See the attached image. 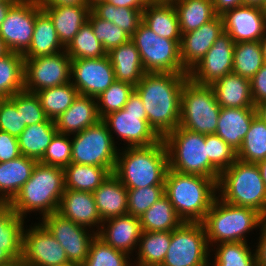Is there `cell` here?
Masks as SVG:
<instances>
[{
	"label": "cell",
	"mask_w": 266,
	"mask_h": 266,
	"mask_svg": "<svg viewBox=\"0 0 266 266\" xmlns=\"http://www.w3.org/2000/svg\"><path fill=\"white\" fill-rule=\"evenodd\" d=\"M188 79V74L145 73L134 88L149 125L161 138L179 126L181 91Z\"/></svg>",
	"instance_id": "1"
},
{
	"label": "cell",
	"mask_w": 266,
	"mask_h": 266,
	"mask_svg": "<svg viewBox=\"0 0 266 266\" xmlns=\"http://www.w3.org/2000/svg\"><path fill=\"white\" fill-rule=\"evenodd\" d=\"M168 169V154L161 139L150 146L119 149L113 174L126 189H137L164 186Z\"/></svg>",
	"instance_id": "2"
},
{
	"label": "cell",
	"mask_w": 266,
	"mask_h": 266,
	"mask_svg": "<svg viewBox=\"0 0 266 266\" xmlns=\"http://www.w3.org/2000/svg\"><path fill=\"white\" fill-rule=\"evenodd\" d=\"M164 193L183 222H202L217 197V181L168 169Z\"/></svg>",
	"instance_id": "3"
},
{
	"label": "cell",
	"mask_w": 266,
	"mask_h": 266,
	"mask_svg": "<svg viewBox=\"0 0 266 266\" xmlns=\"http://www.w3.org/2000/svg\"><path fill=\"white\" fill-rule=\"evenodd\" d=\"M64 191V169L37 162L31 177L9 204L24 219L30 212H39L41 219L58 211Z\"/></svg>",
	"instance_id": "4"
},
{
	"label": "cell",
	"mask_w": 266,
	"mask_h": 266,
	"mask_svg": "<svg viewBox=\"0 0 266 266\" xmlns=\"http://www.w3.org/2000/svg\"><path fill=\"white\" fill-rule=\"evenodd\" d=\"M265 221L257 210L229 204L217 196L202 224L209 247H214L223 242H248L246 235L256 231Z\"/></svg>",
	"instance_id": "5"
},
{
	"label": "cell",
	"mask_w": 266,
	"mask_h": 266,
	"mask_svg": "<svg viewBox=\"0 0 266 266\" xmlns=\"http://www.w3.org/2000/svg\"><path fill=\"white\" fill-rule=\"evenodd\" d=\"M217 196L229 204L253 208L266 218V188L256 163L237 159L221 172Z\"/></svg>",
	"instance_id": "6"
},
{
	"label": "cell",
	"mask_w": 266,
	"mask_h": 266,
	"mask_svg": "<svg viewBox=\"0 0 266 266\" xmlns=\"http://www.w3.org/2000/svg\"><path fill=\"white\" fill-rule=\"evenodd\" d=\"M205 139V134L191 132L180 126L165 135L162 140L168 154L169 169L218 181L220 172L208 159Z\"/></svg>",
	"instance_id": "7"
},
{
	"label": "cell",
	"mask_w": 266,
	"mask_h": 266,
	"mask_svg": "<svg viewBox=\"0 0 266 266\" xmlns=\"http://www.w3.org/2000/svg\"><path fill=\"white\" fill-rule=\"evenodd\" d=\"M221 106L214 90L208 85H199L188 79L181 91L179 126L200 134H215Z\"/></svg>",
	"instance_id": "8"
},
{
	"label": "cell",
	"mask_w": 266,
	"mask_h": 266,
	"mask_svg": "<svg viewBox=\"0 0 266 266\" xmlns=\"http://www.w3.org/2000/svg\"><path fill=\"white\" fill-rule=\"evenodd\" d=\"M102 120L113 141L117 136L124 143L126 141V147L150 146L162 139L149 125L144 104L135 90L129 95L123 109L106 115Z\"/></svg>",
	"instance_id": "9"
},
{
	"label": "cell",
	"mask_w": 266,
	"mask_h": 266,
	"mask_svg": "<svg viewBox=\"0 0 266 266\" xmlns=\"http://www.w3.org/2000/svg\"><path fill=\"white\" fill-rule=\"evenodd\" d=\"M146 73L188 74L180 56L181 40L156 35L143 22L131 36Z\"/></svg>",
	"instance_id": "10"
},
{
	"label": "cell",
	"mask_w": 266,
	"mask_h": 266,
	"mask_svg": "<svg viewBox=\"0 0 266 266\" xmlns=\"http://www.w3.org/2000/svg\"><path fill=\"white\" fill-rule=\"evenodd\" d=\"M72 137L71 163L105 167L111 174L114 172L118 143L113 141L102 119Z\"/></svg>",
	"instance_id": "11"
},
{
	"label": "cell",
	"mask_w": 266,
	"mask_h": 266,
	"mask_svg": "<svg viewBox=\"0 0 266 266\" xmlns=\"http://www.w3.org/2000/svg\"><path fill=\"white\" fill-rule=\"evenodd\" d=\"M210 248L202 222H183L171 231V242L160 266H210Z\"/></svg>",
	"instance_id": "12"
},
{
	"label": "cell",
	"mask_w": 266,
	"mask_h": 266,
	"mask_svg": "<svg viewBox=\"0 0 266 266\" xmlns=\"http://www.w3.org/2000/svg\"><path fill=\"white\" fill-rule=\"evenodd\" d=\"M71 58L66 51L24 59V90L36 93L70 82Z\"/></svg>",
	"instance_id": "13"
},
{
	"label": "cell",
	"mask_w": 266,
	"mask_h": 266,
	"mask_svg": "<svg viewBox=\"0 0 266 266\" xmlns=\"http://www.w3.org/2000/svg\"><path fill=\"white\" fill-rule=\"evenodd\" d=\"M42 10L37 0L17 1L0 27V36L11 52L24 54L30 47L36 15Z\"/></svg>",
	"instance_id": "14"
},
{
	"label": "cell",
	"mask_w": 266,
	"mask_h": 266,
	"mask_svg": "<svg viewBox=\"0 0 266 266\" xmlns=\"http://www.w3.org/2000/svg\"><path fill=\"white\" fill-rule=\"evenodd\" d=\"M24 226L22 259L25 266H59L69 262L64 248L39 222ZM26 228V229H25Z\"/></svg>",
	"instance_id": "15"
},
{
	"label": "cell",
	"mask_w": 266,
	"mask_h": 266,
	"mask_svg": "<svg viewBox=\"0 0 266 266\" xmlns=\"http://www.w3.org/2000/svg\"><path fill=\"white\" fill-rule=\"evenodd\" d=\"M40 223L64 248L69 262L80 265L84 263L96 232L62 217L57 212L43 217Z\"/></svg>",
	"instance_id": "16"
},
{
	"label": "cell",
	"mask_w": 266,
	"mask_h": 266,
	"mask_svg": "<svg viewBox=\"0 0 266 266\" xmlns=\"http://www.w3.org/2000/svg\"><path fill=\"white\" fill-rule=\"evenodd\" d=\"M70 82L81 95L97 98L107 90L115 75L109 57L71 60Z\"/></svg>",
	"instance_id": "17"
},
{
	"label": "cell",
	"mask_w": 266,
	"mask_h": 266,
	"mask_svg": "<svg viewBox=\"0 0 266 266\" xmlns=\"http://www.w3.org/2000/svg\"><path fill=\"white\" fill-rule=\"evenodd\" d=\"M235 42L223 33L216 39L205 56L188 71V78L199 85L211 86L233 70Z\"/></svg>",
	"instance_id": "18"
},
{
	"label": "cell",
	"mask_w": 266,
	"mask_h": 266,
	"mask_svg": "<svg viewBox=\"0 0 266 266\" xmlns=\"http://www.w3.org/2000/svg\"><path fill=\"white\" fill-rule=\"evenodd\" d=\"M224 32L235 43L260 41L266 35V14L261 7L240 5L221 14Z\"/></svg>",
	"instance_id": "19"
},
{
	"label": "cell",
	"mask_w": 266,
	"mask_h": 266,
	"mask_svg": "<svg viewBox=\"0 0 266 266\" xmlns=\"http://www.w3.org/2000/svg\"><path fill=\"white\" fill-rule=\"evenodd\" d=\"M223 33V19L217 15L200 28L182 34L180 56L183 67L187 71L194 67Z\"/></svg>",
	"instance_id": "20"
},
{
	"label": "cell",
	"mask_w": 266,
	"mask_h": 266,
	"mask_svg": "<svg viewBox=\"0 0 266 266\" xmlns=\"http://www.w3.org/2000/svg\"><path fill=\"white\" fill-rule=\"evenodd\" d=\"M141 234L139 217L127 213L103 221L97 236L109 246L132 257L138 248Z\"/></svg>",
	"instance_id": "21"
},
{
	"label": "cell",
	"mask_w": 266,
	"mask_h": 266,
	"mask_svg": "<svg viewBox=\"0 0 266 266\" xmlns=\"http://www.w3.org/2000/svg\"><path fill=\"white\" fill-rule=\"evenodd\" d=\"M57 213L96 233L102 224L94 195L90 192L65 189Z\"/></svg>",
	"instance_id": "22"
},
{
	"label": "cell",
	"mask_w": 266,
	"mask_h": 266,
	"mask_svg": "<svg viewBox=\"0 0 266 266\" xmlns=\"http://www.w3.org/2000/svg\"><path fill=\"white\" fill-rule=\"evenodd\" d=\"M24 220L9 203H0V266L22 259Z\"/></svg>",
	"instance_id": "23"
},
{
	"label": "cell",
	"mask_w": 266,
	"mask_h": 266,
	"mask_svg": "<svg viewBox=\"0 0 266 266\" xmlns=\"http://www.w3.org/2000/svg\"><path fill=\"white\" fill-rule=\"evenodd\" d=\"M256 116L255 107H221L215 134L238 151Z\"/></svg>",
	"instance_id": "24"
},
{
	"label": "cell",
	"mask_w": 266,
	"mask_h": 266,
	"mask_svg": "<svg viewBox=\"0 0 266 266\" xmlns=\"http://www.w3.org/2000/svg\"><path fill=\"white\" fill-rule=\"evenodd\" d=\"M99 120L96 98L79 94L72 105L54 122L58 133L72 136Z\"/></svg>",
	"instance_id": "25"
},
{
	"label": "cell",
	"mask_w": 266,
	"mask_h": 266,
	"mask_svg": "<svg viewBox=\"0 0 266 266\" xmlns=\"http://www.w3.org/2000/svg\"><path fill=\"white\" fill-rule=\"evenodd\" d=\"M50 17L61 44L66 48L88 21L91 6H41Z\"/></svg>",
	"instance_id": "26"
},
{
	"label": "cell",
	"mask_w": 266,
	"mask_h": 266,
	"mask_svg": "<svg viewBox=\"0 0 266 266\" xmlns=\"http://www.w3.org/2000/svg\"><path fill=\"white\" fill-rule=\"evenodd\" d=\"M37 161L24 155L0 163V203H10L31 177Z\"/></svg>",
	"instance_id": "27"
},
{
	"label": "cell",
	"mask_w": 266,
	"mask_h": 266,
	"mask_svg": "<svg viewBox=\"0 0 266 266\" xmlns=\"http://www.w3.org/2000/svg\"><path fill=\"white\" fill-rule=\"evenodd\" d=\"M93 195L102 222L128 213L127 189L113 173Z\"/></svg>",
	"instance_id": "28"
},
{
	"label": "cell",
	"mask_w": 266,
	"mask_h": 266,
	"mask_svg": "<svg viewBox=\"0 0 266 266\" xmlns=\"http://www.w3.org/2000/svg\"><path fill=\"white\" fill-rule=\"evenodd\" d=\"M112 63L115 80L136 86L146 73L139 51L130 39L107 53Z\"/></svg>",
	"instance_id": "29"
},
{
	"label": "cell",
	"mask_w": 266,
	"mask_h": 266,
	"mask_svg": "<svg viewBox=\"0 0 266 266\" xmlns=\"http://www.w3.org/2000/svg\"><path fill=\"white\" fill-rule=\"evenodd\" d=\"M211 87L221 107H255L248 78L231 72L214 82Z\"/></svg>",
	"instance_id": "30"
},
{
	"label": "cell",
	"mask_w": 266,
	"mask_h": 266,
	"mask_svg": "<svg viewBox=\"0 0 266 266\" xmlns=\"http://www.w3.org/2000/svg\"><path fill=\"white\" fill-rule=\"evenodd\" d=\"M143 23L156 35L170 40H181L177 11L172 1H160L146 5Z\"/></svg>",
	"instance_id": "31"
},
{
	"label": "cell",
	"mask_w": 266,
	"mask_h": 266,
	"mask_svg": "<svg viewBox=\"0 0 266 266\" xmlns=\"http://www.w3.org/2000/svg\"><path fill=\"white\" fill-rule=\"evenodd\" d=\"M64 50L50 17L41 10L36 15L34 33L30 47L23 54L24 59L48 56Z\"/></svg>",
	"instance_id": "32"
},
{
	"label": "cell",
	"mask_w": 266,
	"mask_h": 266,
	"mask_svg": "<svg viewBox=\"0 0 266 266\" xmlns=\"http://www.w3.org/2000/svg\"><path fill=\"white\" fill-rule=\"evenodd\" d=\"M56 133L55 122L51 119L27 126L17 138L21 155L39 162Z\"/></svg>",
	"instance_id": "33"
},
{
	"label": "cell",
	"mask_w": 266,
	"mask_h": 266,
	"mask_svg": "<svg viewBox=\"0 0 266 266\" xmlns=\"http://www.w3.org/2000/svg\"><path fill=\"white\" fill-rule=\"evenodd\" d=\"M177 11L181 34L210 22L215 13L212 0H171Z\"/></svg>",
	"instance_id": "34"
},
{
	"label": "cell",
	"mask_w": 266,
	"mask_h": 266,
	"mask_svg": "<svg viewBox=\"0 0 266 266\" xmlns=\"http://www.w3.org/2000/svg\"><path fill=\"white\" fill-rule=\"evenodd\" d=\"M171 242V231H142L134 266H160Z\"/></svg>",
	"instance_id": "35"
},
{
	"label": "cell",
	"mask_w": 266,
	"mask_h": 266,
	"mask_svg": "<svg viewBox=\"0 0 266 266\" xmlns=\"http://www.w3.org/2000/svg\"><path fill=\"white\" fill-rule=\"evenodd\" d=\"M110 174L105 167L70 163L64 168L65 189L93 193Z\"/></svg>",
	"instance_id": "36"
},
{
	"label": "cell",
	"mask_w": 266,
	"mask_h": 266,
	"mask_svg": "<svg viewBox=\"0 0 266 266\" xmlns=\"http://www.w3.org/2000/svg\"><path fill=\"white\" fill-rule=\"evenodd\" d=\"M139 220L142 231L149 232L172 231L183 223L165 195L144 212Z\"/></svg>",
	"instance_id": "37"
},
{
	"label": "cell",
	"mask_w": 266,
	"mask_h": 266,
	"mask_svg": "<svg viewBox=\"0 0 266 266\" xmlns=\"http://www.w3.org/2000/svg\"><path fill=\"white\" fill-rule=\"evenodd\" d=\"M143 10L127 7H116L101 0L91 5V11L99 18L110 21L124 30L130 36L143 22Z\"/></svg>",
	"instance_id": "38"
},
{
	"label": "cell",
	"mask_w": 266,
	"mask_h": 266,
	"mask_svg": "<svg viewBox=\"0 0 266 266\" xmlns=\"http://www.w3.org/2000/svg\"><path fill=\"white\" fill-rule=\"evenodd\" d=\"M36 95L47 118L55 120L72 105L79 93L73 84L69 82L42 89L37 91Z\"/></svg>",
	"instance_id": "39"
},
{
	"label": "cell",
	"mask_w": 266,
	"mask_h": 266,
	"mask_svg": "<svg viewBox=\"0 0 266 266\" xmlns=\"http://www.w3.org/2000/svg\"><path fill=\"white\" fill-rule=\"evenodd\" d=\"M24 90L23 54L11 52L0 58V97L9 98Z\"/></svg>",
	"instance_id": "40"
},
{
	"label": "cell",
	"mask_w": 266,
	"mask_h": 266,
	"mask_svg": "<svg viewBox=\"0 0 266 266\" xmlns=\"http://www.w3.org/2000/svg\"><path fill=\"white\" fill-rule=\"evenodd\" d=\"M249 245L248 242H223L214 245L215 248H211V252L215 256L212 257L214 260L210 261V265L256 266L254 249L252 250L254 247Z\"/></svg>",
	"instance_id": "41"
},
{
	"label": "cell",
	"mask_w": 266,
	"mask_h": 266,
	"mask_svg": "<svg viewBox=\"0 0 266 266\" xmlns=\"http://www.w3.org/2000/svg\"><path fill=\"white\" fill-rule=\"evenodd\" d=\"M264 63L260 41L235 43L233 73L251 80Z\"/></svg>",
	"instance_id": "42"
},
{
	"label": "cell",
	"mask_w": 266,
	"mask_h": 266,
	"mask_svg": "<svg viewBox=\"0 0 266 266\" xmlns=\"http://www.w3.org/2000/svg\"><path fill=\"white\" fill-rule=\"evenodd\" d=\"M237 159L247 163L266 159V123L257 116L237 151Z\"/></svg>",
	"instance_id": "43"
},
{
	"label": "cell",
	"mask_w": 266,
	"mask_h": 266,
	"mask_svg": "<svg viewBox=\"0 0 266 266\" xmlns=\"http://www.w3.org/2000/svg\"><path fill=\"white\" fill-rule=\"evenodd\" d=\"M71 60L100 58L107 55L102 44L94 35L92 25L86 21L73 40L65 48Z\"/></svg>",
	"instance_id": "44"
},
{
	"label": "cell",
	"mask_w": 266,
	"mask_h": 266,
	"mask_svg": "<svg viewBox=\"0 0 266 266\" xmlns=\"http://www.w3.org/2000/svg\"><path fill=\"white\" fill-rule=\"evenodd\" d=\"M114 249L97 235L90 244L89 253L82 266H134V256ZM132 260V261H131Z\"/></svg>",
	"instance_id": "45"
},
{
	"label": "cell",
	"mask_w": 266,
	"mask_h": 266,
	"mask_svg": "<svg viewBox=\"0 0 266 266\" xmlns=\"http://www.w3.org/2000/svg\"><path fill=\"white\" fill-rule=\"evenodd\" d=\"M131 84L115 81L111 86L102 92L97 98V110L100 119L106 115L123 109L128 101L129 95L134 91Z\"/></svg>",
	"instance_id": "46"
},
{
	"label": "cell",
	"mask_w": 266,
	"mask_h": 266,
	"mask_svg": "<svg viewBox=\"0 0 266 266\" xmlns=\"http://www.w3.org/2000/svg\"><path fill=\"white\" fill-rule=\"evenodd\" d=\"M88 21L92 25L94 35L107 53L131 39V36L116 24L97 17L92 11L89 13Z\"/></svg>",
	"instance_id": "47"
},
{
	"label": "cell",
	"mask_w": 266,
	"mask_h": 266,
	"mask_svg": "<svg viewBox=\"0 0 266 266\" xmlns=\"http://www.w3.org/2000/svg\"><path fill=\"white\" fill-rule=\"evenodd\" d=\"M9 99L16 105L17 110H21L22 126L38 124L48 119L36 93L23 90Z\"/></svg>",
	"instance_id": "48"
},
{
	"label": "cell",
	"mask_w": 266,
	"mask_h": 266,
	"mask_svg": "<svg viewBox=\"0 0 266 266\" xmlns=\"http://www.w3.org/2000/svg\"><path fill=\"white\" fill-rule=\"evenodd\" d=\"M70 137V135L57 132L39 162L63 169L68 166L71 163L72 153V142Z\"/></svg>",
	"instance_id": "49"
},
{
	"label": "cell",
	"mask_w": 266,
	"mask_h": 266,
	"mask_svg": "<svg viewBox=\"0 0 266 266\" xmlns=\"http://www.w3.org/2000/svg\"><path fill=\"white\" fill-rule=\"evenodd\" d=\"M128 214L140 217L155 202L161 199L164 193V186H148L137 189H127Z\"/></svg>",
	"instance_id": "50"
},
{
	"label": "cell",
	"mask_w": 266,
	"mask_h": 266,
	"mask_svg": "<svg viewBox=\"0 0 266 266\" xmlns=\"http://www.w3.org/2000/svg\"><path fill=\"white\" fill-rule=\"evenodd\" d=\"M208 159L221 173L237 160V151L224 142L217 134L206 135Z\"/></svg>",
	"instance_id": "51"
},
{
	"label": "cell",
	"mask_w": 266,
	"mask_h": 266,
	"mask_svg": "<svg viewBox=\"0 0 266 266\" xmlns=\"http://www.w3.org/2000/svg\"><path fill=\"white\" fill-rule=\"evenodd\" d=\"M27 126H22L21 110L9 99L0 100V130L18 138Z\"/></svg>",
	"instance_id": "52"
},
{
	"label": "cell",
	"mask_w": 266,
	"mask_h": 266,
	"mask_svg": "<svg viewBox=\"0 0 266 266\" xmlns=\"http://www.w3.org/2000/svg\"><path fill=\"white\" fill-rule=\"evenodd\" d=\"M20 155L17 137L0 130V163L10 161Z\"/></svg>",
	"instance_id": "53"
},
{
	"label": "cell",
	"mask_w": 266,
	"mask_h": 266,
	"mask_svg": "<svg viewBox=\"0 0 266 266\" xmlns=\"http://www.w3.org/2000/svg\"><path fill=\"white\" fill-rule=\"evenodd\" d=\"M251 93L254 106L266 101V62L251 78Z\"/></svg>",
	"instance_id": "54"
},
{
	"label": "cell",
	"mask_w": 266,
	"mask_h": 266,
	"mask_svg": "<svg viewBox=\"0 0 266 266\" xmlns=\"http://www.w3.org/2000/svg\"><path fill=\"white\" fill-rule=\"evenodd\" d=\"M261 234L258 237L254 250L256 266H266V221L259 228Z\"/></svg>",
	"instance_id": "55"
},
{
	"label": "cell",
	"mask_w": 266,
	"mask_h": 266,
	"mask_svg": "<svg viewBox=\"0 0 266 266\" xmlns=\"http://www.w3.org/2000/svg\"><path fill=\"white\" fill-rule=\"evenodd\" d=\"M215 13L217 15L223 14L226 10L233 9L237 6L243 5V0H212Z\"/></svg>",
	"instance_id": "56"
},
{
	"label": "cell",
	"mask_w": 266,
	"mask_h": 266,
	"mask_svg": "<svg viewBox=\"0 0 266 266\" xmlns=\"http://www.w3.org/2000/svg\"><path fill=\"white\" fill-rule=\"evenodd\" d=\"M40 6H90L88 0H37Z\"/></svg>",
	"instance_id": "57"
},
{
	"label": "cell",
	"mask_w": 266,
	"mask_h": 266,
	"mask_svg": "<svg viewBox=\"0 0 266 266\" xmlns=\"http://www.w3.org/2000/svg\"><path fill=\"white\" fill-rule=\"evenodd\" d=\"M116 7H127L133 9H145V5L140 0H104Z\"/></svg>",
	"instance_id": "58"
},
{
	"label": "cell",
	"mask_w": 266,
	"mask_h": 266,
	"mask_svg": "<svg viewBox=\"0 0 266 266\" xmlns=\"http://www.w3.org/2000/svg\"><path fill=\"white\" fill-rule=\"evenodd\" d=\"M17 1H6V2H0V27L2 22L7 17V14L10 10V8L16 3Z\"/></svg>",
	"instance_id": "59"
},
{
	"label": "cell",
	"mask_w": 266,
	"mask_h": 266,
	"mask_svg": "<svg viewBox=\"0 0 266 266\" xmlns=\"http://www.w3.org/2000/svg\"><path fill=\"white\" fill-rule=\"evenodd\" d=\"M256 115L266 123V101L255 106Z\"/></svg>",
	"instance_id": "60"
},
{
	"label": "cell",
	"mask_w": 266,
	"mask_h": 266,
	"mask_svg": "<svg viewBox=\"0 0 266 266\" xmlns=\"http://www.w3.org/2000/svg\"><path fill=\"white\" fill-rule=\"evenodd\" d=\"M256 164H257V166L259 168L261 177L263 178L264 185H265V188H266V159L261 160V161H259Z\"/></svg>",
	"instance_id": "61"
},
{
	"label": "cell",
	"mask_w": 266,
	"mask_h": 266,
	"mask_svg": "<svg viewBox=\"0 0 266 266\" xmlns=\"http://www.w3.org/2000/svg\"><path fill=\"white\" fill-rule=\"evenodd\" d=\"M10 53H11L10 49L8 48L5 41L0 36V58H3Z\"/></svg>",
	"instance_id": "62"
},
{
	"label": "cell",
	"mask_w": 266,
	"mask_h": 266,
	"mask_svg": "<svg viewBox=\"0 0 266 266\" xmlns=\"http://www.w3.org/2000/svg\"><path fill=\"white\" fill-rule=\"evenodd\" d=\"M245 5L262 7L265 0H243Z\"/></svg>",
	"instance_id": "63"
},
{
	"label": "cell",
	"mask_w": 266,
	"mask_h": 266,
	"mask_svg": "<svg viewBox=\"0 0 266 266\" xmlns=\"http://www.w3.org/2000/svg\"><path fill=\"white\" fill-rule=\"evenodd\" d=\"M260 46L264 61L266 62V35L260 40Z\"/></svg>",
	"instance_id": "64"
},
{
	"label": "cell",
	"mask_w": 266,
	"mask_h": 266,
	"mask_svg": "<svg viewBox=\"0 0 266 266\" xmlns=\"http://www.w3.org/2000/svg\"><path fill=\"white\" fill-rule=\"evenodd\" d=\"M140 1L146 6V5H152V4L158 3L162 0H140Z\"/></svg>",
	"instance_id": "65"
},
{
	"label": "cell",
	"mask_w": 266,
	"mask_h": 266,
	"mask_svg": "<svg viewBox=\"0 0 266 266\" xmlns=\"http://www.w3.org/2000/svg\"><path fill=\"white\" fill-rule=\"evenodd\" d=\"M6 266H25L24 263L21 260H17L13 262L12 264L6 265Z\"/></svg>",
	"instance_id": "66"
},
{
	"label": "cell",
	"mask_w": 266,
	"mask_h": 266,
	"mask_svg": "<svg viewBox=\"0 0 266 266\" xmlns=\"http://www.w3.org/2000/svg\"><path fill=\"white\" fill-rule=\"evenodd\" d=\"M59 266H82V265L77 264V263L68 262V263H66V264L59 265Z\"/></svg>",
	"instance_id": "67"
},
{
	"label": "cell",
	"mask_w": 266,
	"mask_h": 266,
	"mask_svg": "<svg viewBox=\"0 0 266 266\" xmlns=\"http://www.w3.org/2000/svg\"><path fill=\"white\" fill-rule=\"evenodd\" d=\"M261 8L265 12V14H266V0L264 1V3H263V5H262Z\"/></svg>",
	"instance_id": "68"
},
{
	"label": "cell",
	"mask_w": 266,
	"mask_h": 266,
	"mask_svg": "<svg viewBox=\"0 0 266 266\" xmlns=\"http://www.w3.org/2000/svg\"><path fill=\"white\" fill-rule=\"evenodd\" d=\"M97 1H101V0H88L90 6L93 5Z\"/></svg>",
	"instance_id": "69"
}]
</instances>
